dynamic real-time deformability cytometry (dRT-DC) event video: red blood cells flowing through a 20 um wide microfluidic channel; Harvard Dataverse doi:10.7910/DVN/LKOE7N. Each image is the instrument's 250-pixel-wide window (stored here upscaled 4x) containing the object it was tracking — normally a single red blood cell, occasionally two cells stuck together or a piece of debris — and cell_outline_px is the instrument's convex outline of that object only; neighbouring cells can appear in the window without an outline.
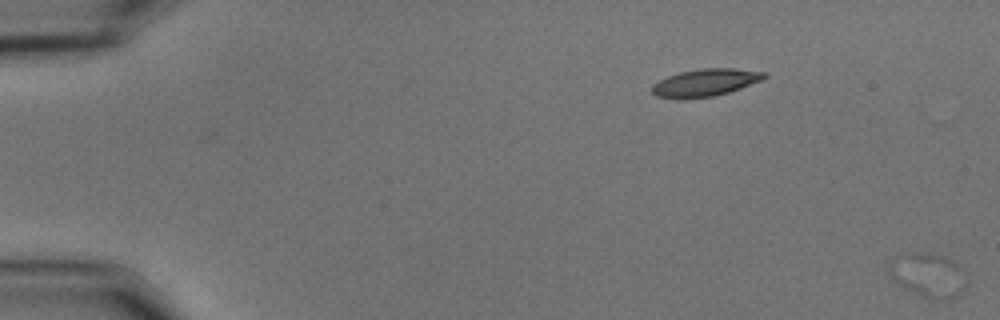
{"species": "common noctule bat (a hibernating species)", "species_latin": "Nyctalus noctula", "temperature_condition": "cold", "stored_images_in_passage": 2, "camera_frame_rate_fps": 3000, "um_per_image_px": 0.085, "animal": {"sex": "male", "body_mass_g": 15.6}, "frame": {"image": 1, "passage_image": 1, "time_ms": 0.0, "image_size_px": [1000, 320], "cell_outline_px": [[968, 284], [956, 296], [944, 300], [924, 296], [900, 284], [892, 276], [888, 268], [892, 264], [968, 280]], "centroid_in_image_um": [78.9, 24.0], "position_along_channel_um": 6.1, "area_um2": 11.33}}